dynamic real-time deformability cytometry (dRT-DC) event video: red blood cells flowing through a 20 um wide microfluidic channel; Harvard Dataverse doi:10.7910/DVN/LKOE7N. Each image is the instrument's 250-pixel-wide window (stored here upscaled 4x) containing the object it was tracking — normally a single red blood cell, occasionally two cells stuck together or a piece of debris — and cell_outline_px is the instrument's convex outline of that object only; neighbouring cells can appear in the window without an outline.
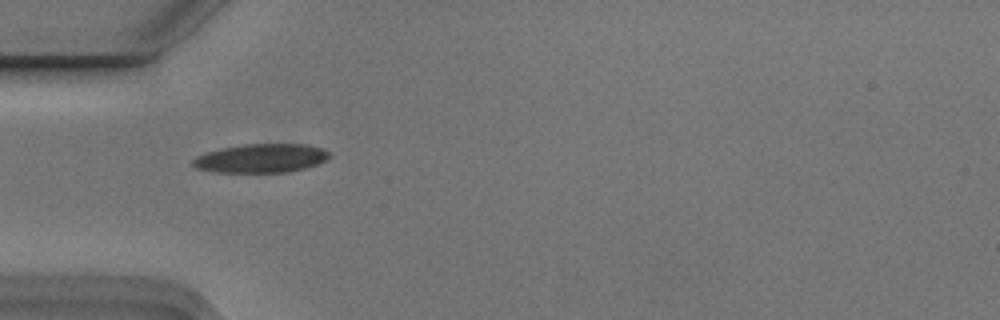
{"species": "Egyptian fruit bat (a non-hibernating species)", "species_latin": "Rousettus aegyptiacus", "temperature_condition": "cold", "stored_images_in_passage": 2, "camera_frame_rate_fps": 3000, "um_per_image_px": 0.085, "animal": {"sex": "male"}, "frame": {"image": 1, "passage_image": 1, "time_ms": 0.0, "image_size_px": [1000, 320], "cell_outline_px": [[332, 156], [328, 160], [320, 164], [288, 172], [216, 172], [196, 168], [192, 164], [192, 160], [196, 156], [208, 152], [224, 148], [244, 144], [308, 144], [320, 148], [328, 152]], "centroid_in_image_um": [22.24, 13.45], "position_along_channel_um": 62.8, "area_um2": 22.89}}